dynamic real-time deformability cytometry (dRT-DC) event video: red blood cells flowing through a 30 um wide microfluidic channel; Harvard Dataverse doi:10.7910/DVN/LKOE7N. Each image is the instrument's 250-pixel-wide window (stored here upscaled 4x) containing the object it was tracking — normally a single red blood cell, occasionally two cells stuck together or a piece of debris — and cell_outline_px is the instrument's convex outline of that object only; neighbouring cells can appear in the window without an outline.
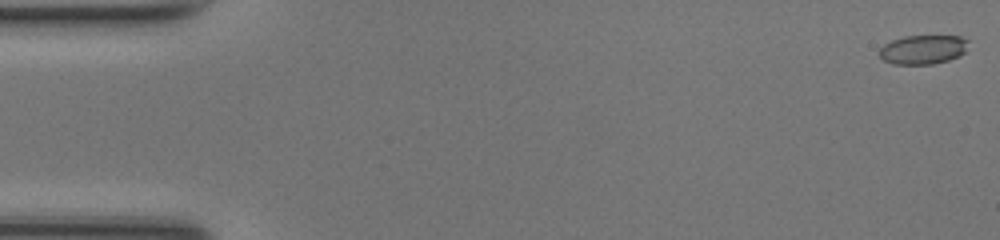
{"species": "common noctule bat (a hibernating species)", "species_latin": "Nyctalus noctula", "temperature_condition": "room temperature", "stored_images_in_passage": 12, "camera_frame_rate_fps": 3000, "um_per_image_px": 0.085, "animal": {"sex": "female", "body_mass_g": 17.0, "forearm_length_mm": 48.0}, "frame": {"image": 1, "passage_image": 1, "time_ms": 0.0, "image_size_px": [1000, 240], "cell_outline_px": [[968, 40], [964, 52], [960, 56], [948, 60], [932, 64], [892, 64], [884, 60], [880, 56], [880, 48], [884, 44], [892, 40], [904, 36], [960, 36]], "centroid_in_image_um": [78.45, 4.21], "position_along_channel_um": 6.6, "area_um2": 15.03}}